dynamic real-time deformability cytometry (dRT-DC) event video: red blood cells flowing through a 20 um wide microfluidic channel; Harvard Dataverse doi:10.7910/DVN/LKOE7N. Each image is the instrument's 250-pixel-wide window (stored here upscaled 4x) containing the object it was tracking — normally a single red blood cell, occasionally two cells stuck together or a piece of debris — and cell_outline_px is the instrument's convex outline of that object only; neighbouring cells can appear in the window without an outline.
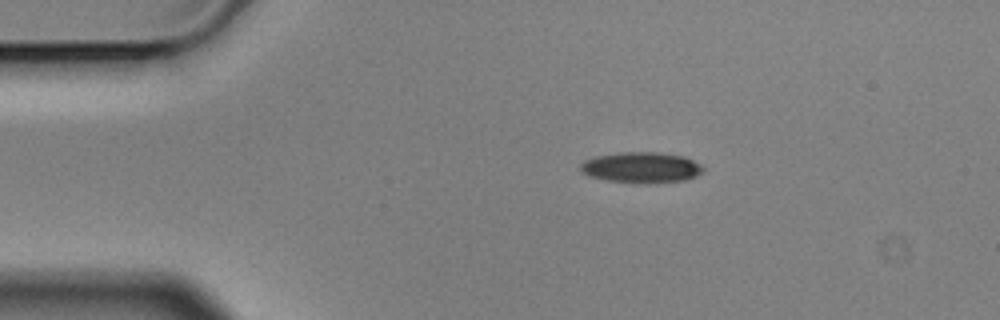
{"species": "Egyptian fruit bat (a non-hibernating species)", "species_latin": "Rousettus aegyptiacus", "temperature_condition": "cold", "stored_images_in_passage": 2, "camera_frame_rate_fps": 3000, "um_per_image_px": 0.085, "animal": {"sex": "male"}, "frame": {"image": 1, "passage_image": 1, "time_ms": 0.0, "image_size_px": [1000, 320], "cell_outline_px": [[704, 172], [696, 176], [684, 180], [644, 184], [608, 180], [588, 176], [580, 172], [580, 164], [584, 160], [596, 156], [620, 152], [660, 152], [684, 156], [700, 164], [704, 168]], "centroid_in_image_um": [54.51, 14.23], "position_along_channel_um": 30.5, "area_um2": 22.2}}